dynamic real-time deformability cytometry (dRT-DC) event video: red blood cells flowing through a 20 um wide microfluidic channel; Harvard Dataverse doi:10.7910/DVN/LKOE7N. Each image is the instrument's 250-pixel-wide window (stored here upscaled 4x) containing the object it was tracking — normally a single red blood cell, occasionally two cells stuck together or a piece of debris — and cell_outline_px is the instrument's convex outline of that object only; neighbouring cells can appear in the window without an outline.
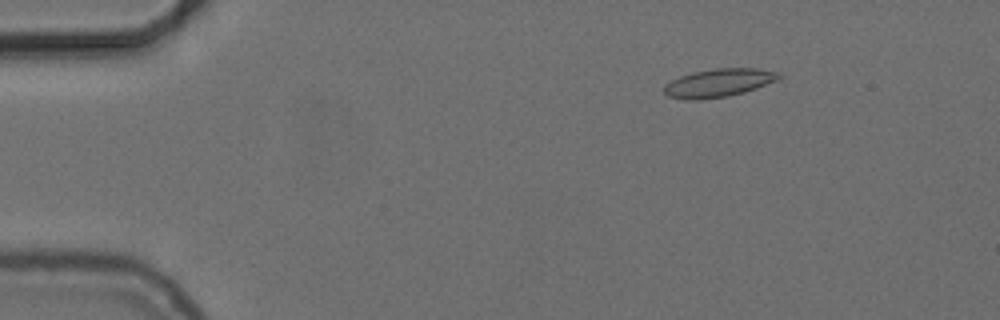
{"species": "common noctule bat (a hibernating species)", "species_latin": "Nyctalus noctula", "temperature_condition": "cold", "stored_images_in_passage": 55, "camera_frame_rate_fps": 3000, "um_per_image_px": 0.085, "animal": {"sex": "female", "body_mass_g": 24.6, "forearm_length_mm": 56.2}, "frame": {"image": 1, "passage_image": 8, "time_ms": 2.333, "image_size_px": [1000, 320], "cell_outline_px": [[784, 76], [780, 80], [744, 92], [728, 96], [700, 100], [688, 100], [668, 96], [664, 92], [664, 84], [680, 76], [692, 72], [712, 68], [756, 68], [780, 72]], "centroid_in_image_um": [61.13, 7.03], "position_along_channel_um": 23.9, "area_um2": 19.19}}
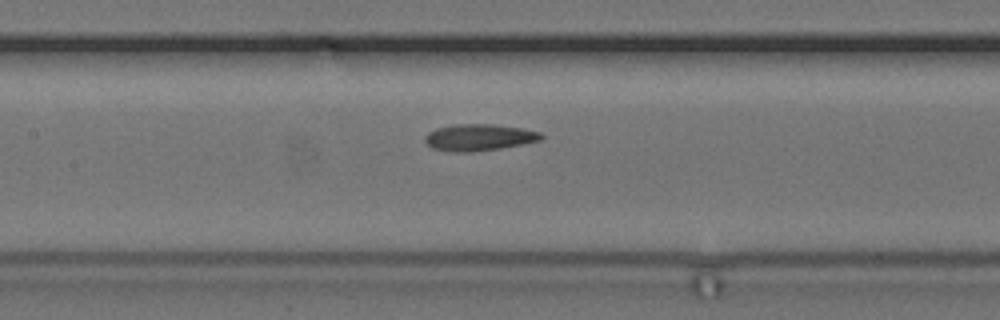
{"frame": {"image": 2, "passage_image": 26, "time_ms": 8.333, "image_size_px": [1000, 320], "cell_outline_px": [[544, 136], [540, 140], [524, 144], [500, 148], [472, 152], [452, 152], [432, 148], [424, 140], [424, 136], [428, 132], [436, 128], [456, 124], [492, 124], [524, 128], [540, 132]], "centroid_in_image_um": [40.71, 11.68], "position_along_channel_um": 166.7, "area_um2": 18.15}}
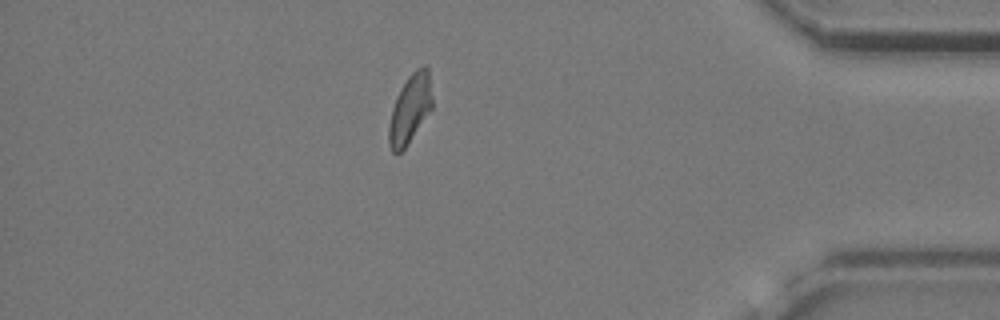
{"frame": {"image": 3, "passage_image": 48, "time_ms": 15.667, "image_size_px": [1000, 320], "cell_outline_px": [[432, 108], [404, 148], [400, 152], [392, 152], [388, 144], [388, 124], [392, 108], [396, 96], [400, 88], [408, 76], [416, 68], [424, 64], [428, 68], [432, 96]], "centroid_in_image_um": [34.83, 9.22], "position_along_channel_um": 400.4, "area_um2": 17.34}, "authors_computed_cell_mechanics": {"area_um2": 18.0336, "velocity_mm_per_s": 3.7064, "shape_relaxation_time_tau1_ms": null, "shape_relaxation_time_tau2_ms": 1.9271, "deformation_change_tau1": null, "deformation_change_tau2": 0.0747}}